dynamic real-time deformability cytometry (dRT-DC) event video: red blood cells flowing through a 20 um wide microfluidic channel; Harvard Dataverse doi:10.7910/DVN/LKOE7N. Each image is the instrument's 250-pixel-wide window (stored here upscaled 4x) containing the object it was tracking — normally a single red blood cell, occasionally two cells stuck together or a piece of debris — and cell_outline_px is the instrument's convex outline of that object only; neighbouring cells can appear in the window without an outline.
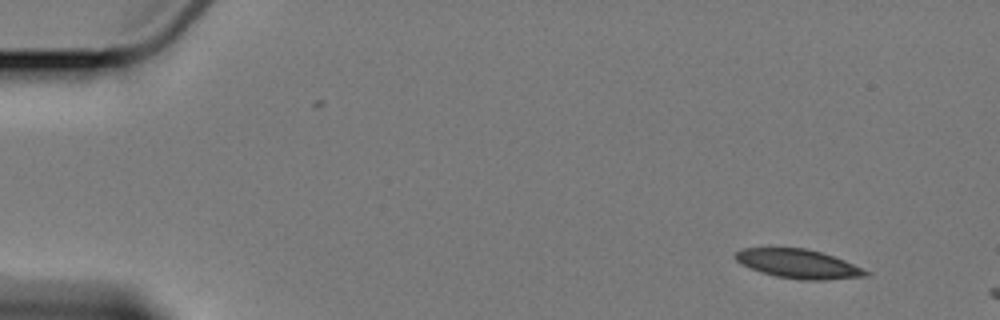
{"species": "Egyptian fruit bat (a non-hibernating species)", "species_latin": "Rousettus aegyptiacus", "temperature_condition": "cold", "stored_images_in_passage": 4, "camera_frame_rate_fps": 3000, "um_per_image_px": 0.085, "animal": {"sex": "female"}, "frame": {"image": 1, "passage_image": 1, "time_ms": 0.0, "image_size_px": [1000, 320], "cell_outline_px": [[872, 272], [868, 276], [824, 280], [804, 280], [776, 276], [740, 264], [732, 256], [740, 248], [804, 248], [820, 252], [844, 260]], "centroid_in_image_um": [67.86, 22.42], "position_along_channel_um": 17.1, "area_um2": 21.91}}
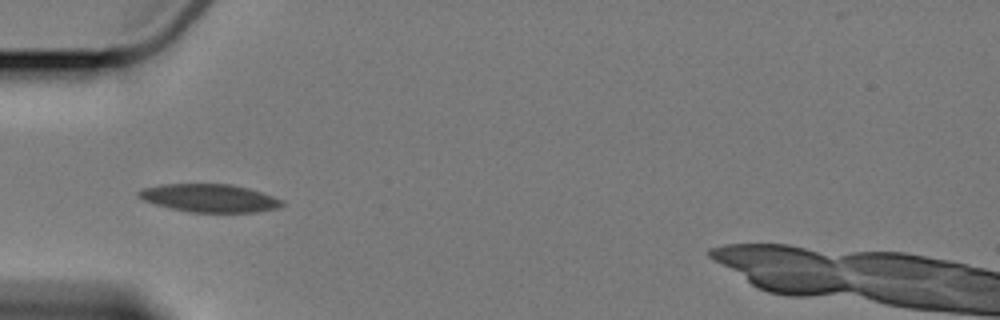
{"frame": {"image": 2, "passage_image": 3, "time_ms": 4.667, "image_size_px": [1000, 320], "cell_outline_px": [[284, 204], [280, 208], [256, 212], [188, 212], [168, 208], [144, 200], [136, 196], [136, 192], [144, 188], [164, 184], [228, 184], [248, 188], [284, 200]], "centroid_in_image_um": [17.81, 16.84], "position_along_channel_um": 67.2, "area_um2": 23.41}}
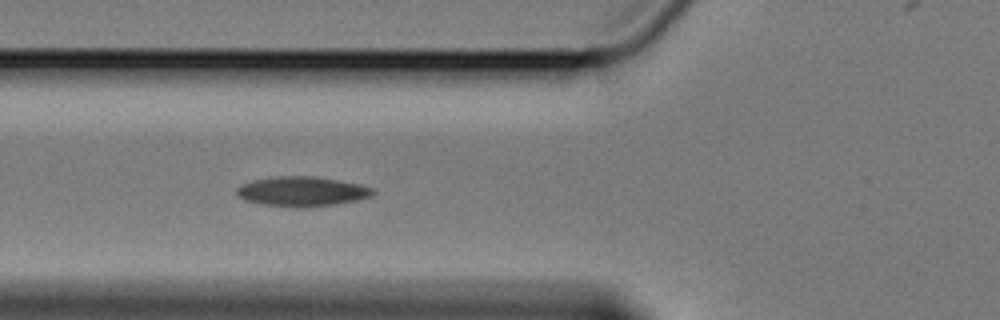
{"frame": {"image": 3, "passage_image": 4, "time_ms": 5.667, "image_size_px": [1000, 320], "cell_outline_px": [[376, 192], [372, 196], [356, 200], [336, 204], [300, 208], [296, 208], [260, 204], [244, 200], [236, 196], [236, 188], [240, 184], [252, 180], [276, 176], [312, 176], [336, 180], [376, 188]], "centroid_in_image_um": [25.62, 16.28], "position_along_channel_um": 100.2, "area_um2": 23.81}}